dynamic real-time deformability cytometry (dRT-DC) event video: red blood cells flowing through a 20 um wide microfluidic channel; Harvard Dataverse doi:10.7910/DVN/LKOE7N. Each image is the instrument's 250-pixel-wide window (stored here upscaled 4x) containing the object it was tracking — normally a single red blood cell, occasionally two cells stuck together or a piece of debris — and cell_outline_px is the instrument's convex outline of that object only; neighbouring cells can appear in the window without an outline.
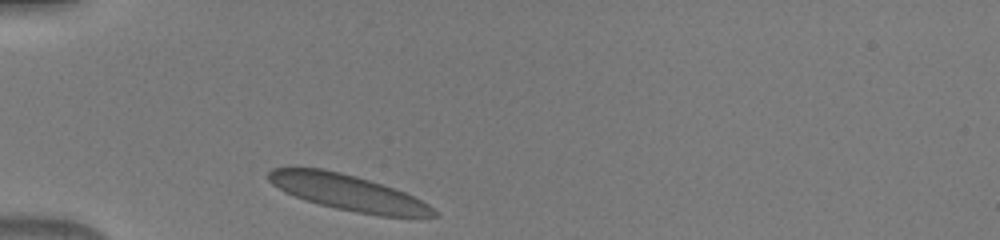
{"species": "human", "species_latin": "Homo sapiens", "temperature_condition": "warm", "stored_images_in_passage": 29, "camera_frame_rate_fps": 3000, "um_per_image_px": 0.085, "donor": {"sex": "male"}, "frame": {"image": 1, "passage_image": 1, "time_ms": 0.0, "image_size_px": [1000, 240], "cell_outline_px": [[440, 216], [380, 216], [356, 212], [336, 208], [304, 200], [284, 192], [272, 184], [268, 180], [268, 172], [272, 168], [320, 168], [340, 172], [356, 176], [404, 192], [428, 204]], "centroid_in_image_um": [29.53, 16.36], "position_along_channel_um": 55.5, "area_um2": 33.93}}
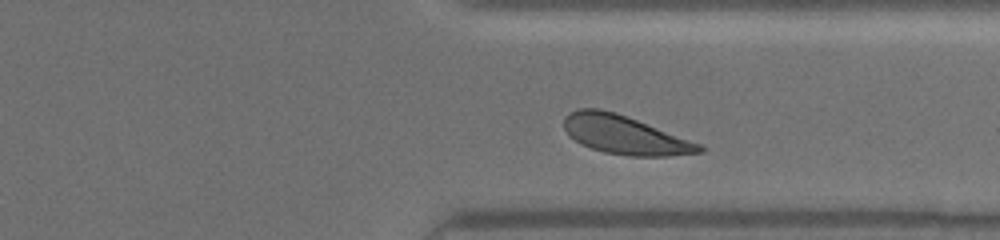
{"frame": {"image": 2, "passage_image": 25, "time_ms": 8.0, "image_size_px": [1000, 240], "cell_outline_px": [[704, 152], [668, 156], [628, 156], [604, 152], [580, 144], [568, 136], [564, 128], [564, 116], [568, 112], [580, 108], [600, 108], [616, 112], [700, 144], [704, 148]], "centroid_in_image_um": [53.04, 11.46], "position_along_channel_um": 358.4, "area_um2": 30.4}}
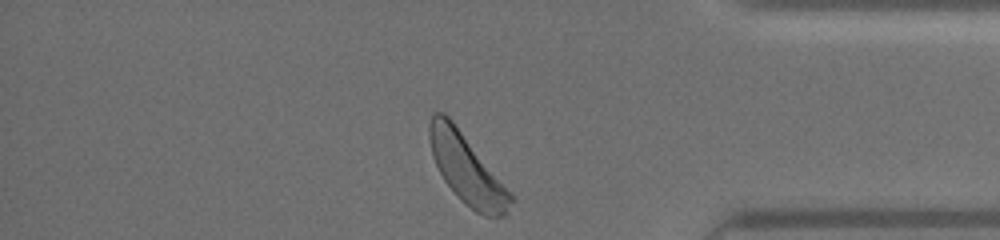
{"frame": {"image": 3, "passage_image": 29, "time_ms": 9.333, "image_size_px": [1000, 240], "cell_outline_px": [[516, 200], [504, 216], [484, 216], [476, 212], [460, 200], [444, 180], [432, 156], [428, 136], [428, 124], [432, 112], [444, 112], [452, 120]], "centroid_in_image_um": [39.64, 14.37], "position_along_channel_um": 395.6, "area_um2": 32.37}}